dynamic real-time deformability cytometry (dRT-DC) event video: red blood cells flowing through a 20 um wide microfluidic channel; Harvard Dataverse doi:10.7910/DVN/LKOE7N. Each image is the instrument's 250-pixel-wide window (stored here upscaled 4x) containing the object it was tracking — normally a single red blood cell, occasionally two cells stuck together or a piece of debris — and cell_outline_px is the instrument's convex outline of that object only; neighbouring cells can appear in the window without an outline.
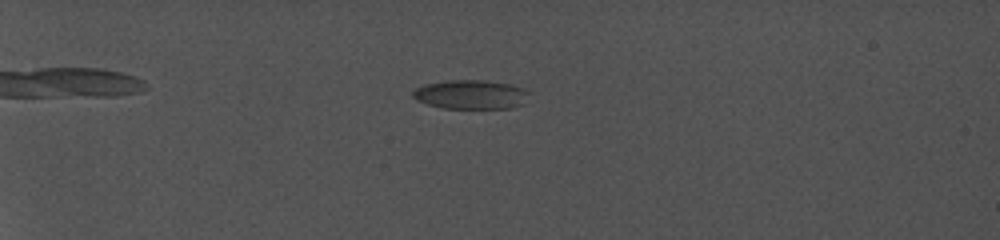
{"species": "common noctule bat (a hibernating species)", "species_latin": "Nyctalus noctula", "temperature_condition": "cold", "stored_images_in_passage": 75, "camera_frame_rate_fps": 5000, "um_per_image_px": 0.085, "animal": {"sex": "female", "body_mass_g": 19.0, "forearm_length_mm": 56.7}, "frame": {"image": 1, "passage_image": 20, "time_ms": 4.4, "image_size_px": [1000, 240], "cell_outline_px": [[528, 92], [524, 104], [512, 108], [444, 108], [428, 104], [416, 100], [412, 96], [412, 92], [416, 88], [424, 84], [448, 80], [488, 80], [512, 84]], "centroid_in_image_um": [40.0, 8.03], "position_along_channel_um": 45.0, "area_um2": 19.71}}
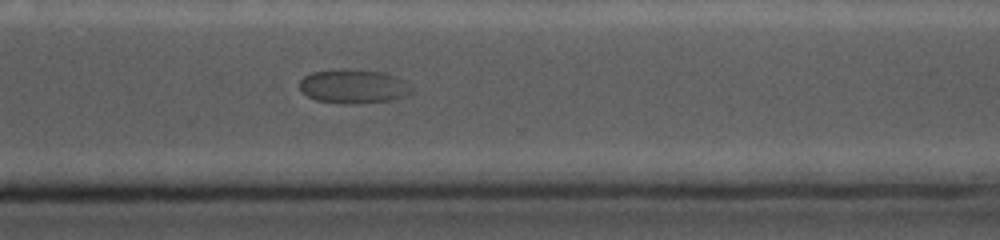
{"frame": {"image": 2, "passage_image": 64, "time_ms": 14.8, "image_size_px": [1000, 240], "cell_outline_px": [[412, 92], [404, 96], [392, 100], [352, 104], [344, 104], [316, 100], [308, 96], [300, 88], [300, 80], [304, 76], [312, 72], [344, 68], [348, 68], [384, 72], [396, 76], [412, 84]], "centroid_in_image_um": [30.08, 7.33], "position_along_channel_um": 340.5, "area_um2": 22.48}}
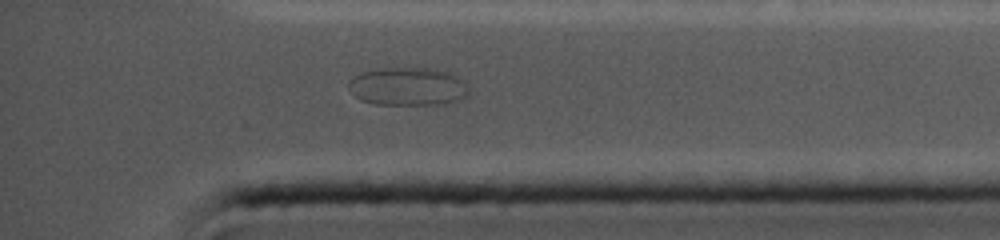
{"frame": {"image": 3, "passage_image": 71, "time_ms": 16.4, "image_size_px": [1000, 240], "cell_outline_px": [[468, 92], [464, 96], [456, 100], [444, 104], [376, 104], [360, 100], [348, 88], [348, 80], [352, 76], [364, 72], [384, 68], [432, 68], [452, 72], [468, 88]], "centroid_in_image_um": [34.63, 7.34], "position_along_channel_um": 400.6, "area_um2": 26.53}, "authors_computed_cell_mechanics": {"area_um2": 21.0392, "velocity_mm_per_s": 3.6903, "shape_relaxation_time_tau1_ms": 5.6273, "shape_relaxation_time_tau2_ms": 5.1344, "deformation_change_tau1": 0.0965, "deformation_change_tau2": null}}